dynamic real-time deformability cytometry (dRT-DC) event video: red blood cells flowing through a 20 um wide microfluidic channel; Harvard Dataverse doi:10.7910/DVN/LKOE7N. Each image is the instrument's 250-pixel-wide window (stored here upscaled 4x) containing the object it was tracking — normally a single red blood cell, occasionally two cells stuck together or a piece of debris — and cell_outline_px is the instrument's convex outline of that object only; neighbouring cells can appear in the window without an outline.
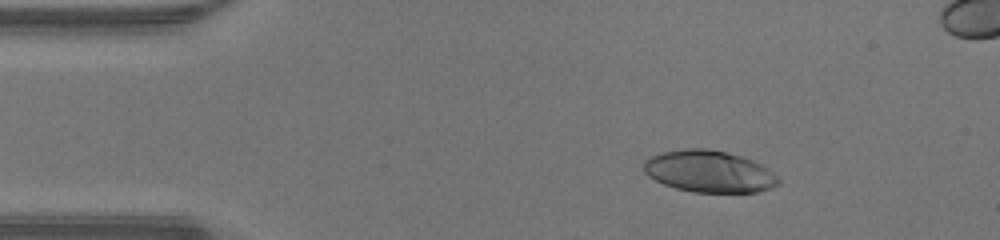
{"species": "human", "species_latin": "Homo sapiens", "temperature_condition": "warm", "stored_images_in_passage": 39, "camera_frame_rate_fps": 3000, "um_per_image_px": 0.085, "donor": {"sex": "male"}, "frame": {"image": 1, "passage_image": 6, "time_ms": 1.667, "image_size_px": [1000, 240], "cell_outline_px": [[780, 184], [772, 188], [756, 192], [692, 192], [676, 188], [664, 184], [648, 176], [644, 172], [644, 160], [660, 152], [688, 148], [708, 148], [740, 156], [752, 160], [768, 168], [780, 180]], "centroid_in_image_um": [60.27, 14.57], "position_along_channel_um": 24.7, "area_um2": 32.77}}
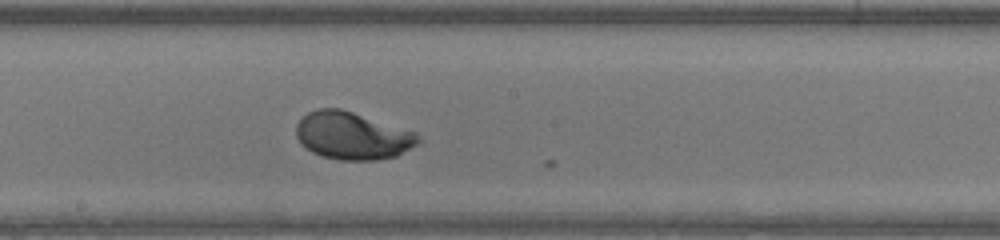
{"frame": {"image": 2, "passage_image": 24, "time_ms": 7.667, "image_size_px": [1000, 240], "cell_outline_px": [[420, 144], [396, 156], [376, 160], [340, 160], [324, 156], [312, 152], [296, 136], [296, 124], [308, 112], [316, 108], [340, 108], [416, 132], [420, 140]], "centroid_in_image_um": [29.98, 11.53], "position_along_channel_um": 218.2, "area_um2": 33.58}}
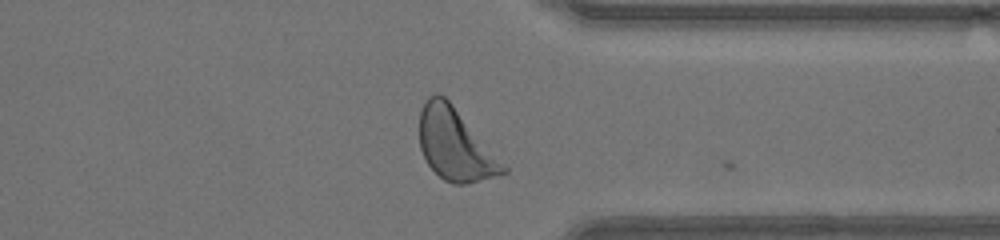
{"frame": {"image": 3, "passage_image": 35, "time_ms": 11.333, "image_size_px": [1000, 240], "cell_outline_px": [[508, 172], [464, 184], [452, 184], [444, 180], [428, 164], [420, 148], [420, 108], [428, 96], [436, 92], [440, 92], [452, 104], [488, 144], [508, 168]], "centroid_in_image_um": [38.67, 12.26], "position_along_channel_um": 372.7, "area_um2": 34.68}, "authors_computed_cell_mechanics": {"area_um2": 33.5818, "velocity_mm_per_s": 4.3267, "shape_relaxation_time_tau1_ms": 2.0531, "shape_relaxation_time_tau2_ms": null, "deformation_change_tau1": 0.1781, "deformation_change_tau2": null}}